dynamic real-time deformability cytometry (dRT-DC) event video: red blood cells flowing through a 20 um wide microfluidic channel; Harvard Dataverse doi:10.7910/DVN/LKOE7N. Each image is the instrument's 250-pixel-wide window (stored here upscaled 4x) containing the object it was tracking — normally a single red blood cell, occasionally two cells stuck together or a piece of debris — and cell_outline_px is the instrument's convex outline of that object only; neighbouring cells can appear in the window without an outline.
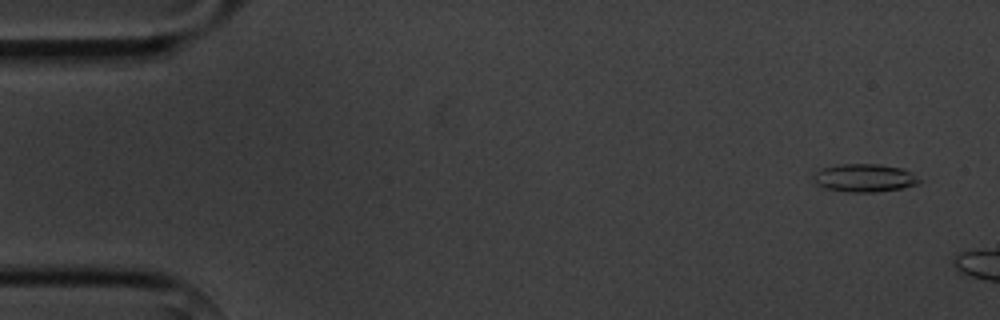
{"species": "common noctule bat (a hibernating species)", "species_latin": "Nyctalus noctula", "temperature_condition": "cold", "stored_images_in_passage": 4, "camera_frame_rate_fps": 3000, "um_per_image_px": 0.085, "animal": {"sex": "male", "body_mass_g": 20.1, "forearm_length_mm": 53.5}, "frame": {"image": 1, "passage_image": 1, "time_ms": 0.0, "image_size_px": [1000, 320], "cell_outline_px": [[924, 180], [920, 184], [904, 188], [876, 192], [844, 192], [824, 188], [816, 184], [812, 180], [812, 176], [820, 168], [840, 164], [876, 164], [904, 168]], "centroid_in_image_um": [73.5, 15.13], "position_along_channel_um": 11.5, "area_um2": 17.74}}